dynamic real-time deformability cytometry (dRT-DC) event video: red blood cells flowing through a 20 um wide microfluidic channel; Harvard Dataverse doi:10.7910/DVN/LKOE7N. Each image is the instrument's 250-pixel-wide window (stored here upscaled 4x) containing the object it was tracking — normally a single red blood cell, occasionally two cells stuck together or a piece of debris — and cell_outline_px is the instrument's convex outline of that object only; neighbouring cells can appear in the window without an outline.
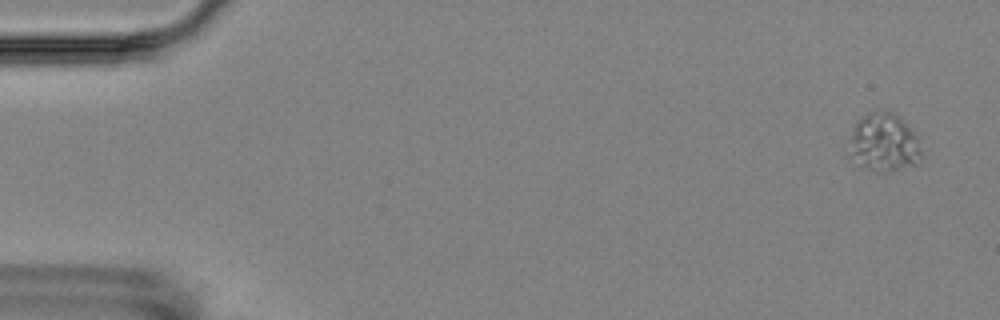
{"species": "Egyptian fruit bat (a non-hibernating species)", "species_latin": "Rousettus aegyptiacus", "temperature_condition": "room temperature", "stored_images_in_passage": 5, "camera_frame_rate_fps": 3000, "um_per_image_px": 0.085, "animal": {"sex": "female"}, "frame": {"image": 1, "passage_image": 1, "time_ms": 0.0, "image_size_px": [1000, 320], "cell_outline_px": [[920, 156], [916, 164], [888, 172], [876, 172], [860, 168], [848, 156], [848, 140], [852, 128], [856, 120], [868, 112], [892, 112], [900, 116], [920, 136]], "centroid_in_image_um": [75.08, 12.13], "position_along_channel_um": 9.9, "area_um2": 25.49}}